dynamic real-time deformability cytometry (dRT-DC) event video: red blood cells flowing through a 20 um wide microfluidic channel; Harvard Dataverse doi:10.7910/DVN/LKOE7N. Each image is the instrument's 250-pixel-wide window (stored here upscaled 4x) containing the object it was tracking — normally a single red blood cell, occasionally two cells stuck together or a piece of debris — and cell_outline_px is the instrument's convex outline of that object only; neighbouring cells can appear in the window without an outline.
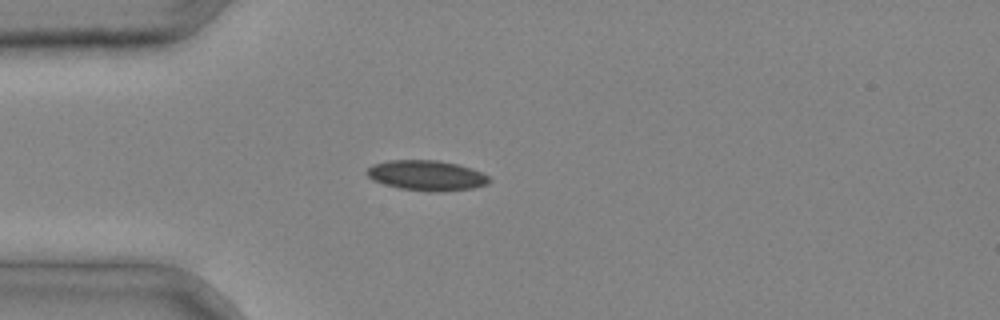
{"species": "common noctule bat (a hibernating species)", "species_latin": "Nyctalus noctula", "temperature_condition": "cold", "stored_images_in_passage": 4, "camera_frame_rate_fps": 3000, "um_per_image_px": 0.085, "animal": {"sex": "male", "body_mass_g": 20.4}, "frame": {"image": 1, "passage_image": 4, "time_ms": 1.0, "image_size_px": [1000, 320], "cell_outline_px": [[492, 180], [488, 184], [472, 188], [440, 192], [428, 192], [400, 188], [384, 184], [372, 180], [364, 172], [372, 164], [388, 160], [436, 160], [456, 164], [472, 168], [488, 176]], "centroid_in_image_um": [36.24, 14.92], "position_along_channel_um": 48.8, "area_um2": 21.68}}